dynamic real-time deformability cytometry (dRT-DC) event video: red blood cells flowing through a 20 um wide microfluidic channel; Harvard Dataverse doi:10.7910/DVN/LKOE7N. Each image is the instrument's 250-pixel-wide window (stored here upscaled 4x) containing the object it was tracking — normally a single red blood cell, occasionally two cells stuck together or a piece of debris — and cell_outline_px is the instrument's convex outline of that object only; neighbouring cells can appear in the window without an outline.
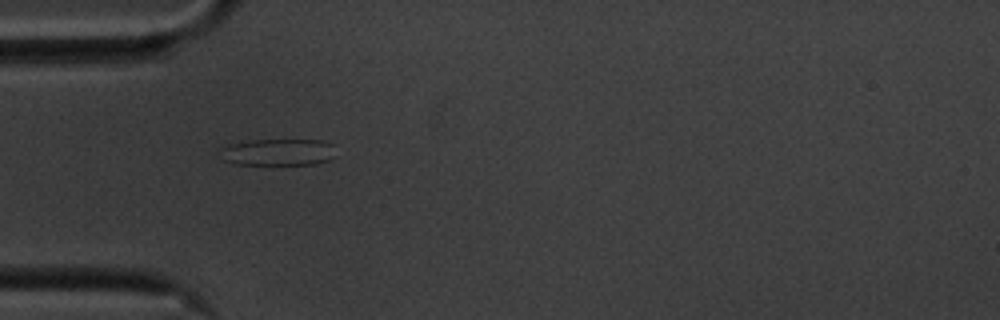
{"species": "common noctule bat (a hibernating species)", "species_latin": "Nyctalus noctula", "temperature_condition": "cold", "stored_images_in_passage": 41, "camera_frame_rate_fps": 3000, "um_per_image_px": 0.085, "animal": {"sex": "male", "body_mass_g": 20.1, "forearm_length_mm": 53.5}, "frame": {"image": 1, "passage_image": 1, "time_ms": 0.0, "image_size_px": [1000, 320], "cell_outline_px": [[336, 156], [328, 160], [316, 164], [236, 164], [224, 160], [216, 148], [228, 144], [252, 140], [320, 140], [332, 144]], "centroid_in_image_um": [23.6, 12.93], "position_along_channel_um": 61.4, "area_um2": 18.21}}
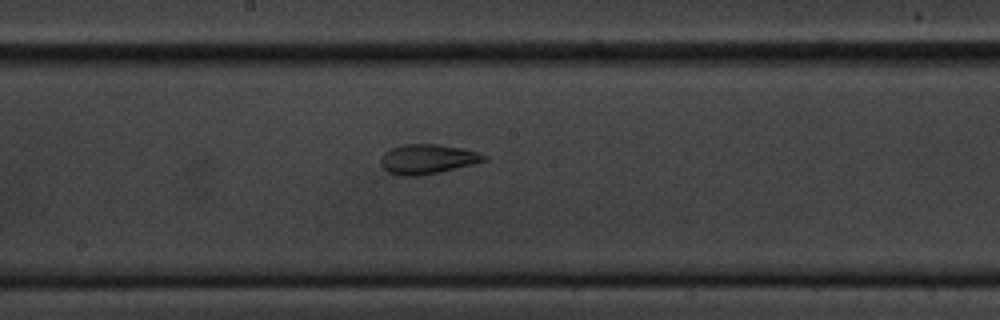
{"frame": {"image": 2, "passage_image": 14, "time_ms": 4.333, "image_size_px": [1000, 320], "cell_outline_px": [[488, 160], [440, 172], [416, 176], [396, 176], [388, 172], [380, 164], [380, 160], [384, 152], [392, 148], [404, 144], [436, 144], [464, 148], [488, 156]], "centroid_in_image_um": [36.32, 13.53], "position_along_channel_um": 211.9, "area_um2": 17.92}}
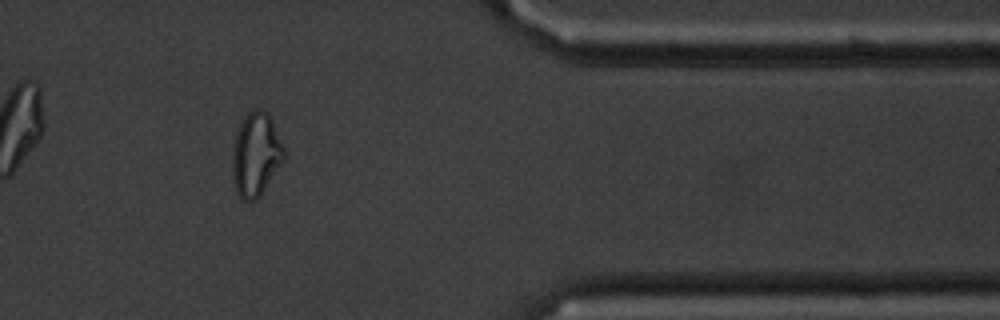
{"frame": {"image": 3, "passage_image": 31, "time_ms": 10.0, "image_size_px": [1000, 320], "cell_outline_px": [[284, 160], [260, 196], [256, 200], [240, 200], [236, 192], [232, 180], [232, 156], [236, 132], [240, 124], [248, 112], [252, 108], [260, 108], [268, 112], [272, 120], [284, 148]], "centroid_in_image_um": [21.73, 13.14], "position_along_channel_um": 389.7, "area_um2": 25.32}, "authors_computed_cell_mechanics": {"area_um2": 18.1492, "velocity_mm_per_s": 3.5069, "shape_relaxation_time_tau1_ms": null, "shape_relaxation_time_tau2_ms": 1.758, "deformation_change_tau1": null, "deformation_change_tau2": 0.0882}}